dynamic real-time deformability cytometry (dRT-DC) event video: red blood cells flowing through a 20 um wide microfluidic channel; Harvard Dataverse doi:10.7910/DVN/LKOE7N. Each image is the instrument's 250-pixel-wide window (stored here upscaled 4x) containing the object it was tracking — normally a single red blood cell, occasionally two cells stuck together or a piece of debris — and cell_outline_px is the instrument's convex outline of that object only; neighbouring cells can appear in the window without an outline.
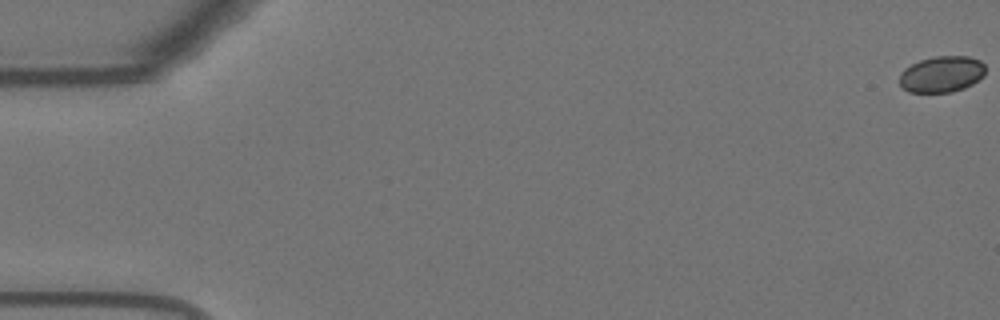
{"species": "Egyptian fruit bat (a non-hibernating species)", "species_latin": "Rousettus aegyptiacus", "temperature_condition": "warm", "stored_images_in_passage": 57, "camera_frame_rate_fps": 3000, "um_per_image_px": 0.085, "animal": {"sex": "female"}, "frame": {"image": 1, "passage_image": 1, "time_ms": 0.0, "image_size_px": [1000, 320], "cell_outline_px": [[984, 76], [972, 84], [964, 88], [952, 92], [908, 92], [900, 84], [900, 72], [904, 68], [920, 60], [936, 56], [968, 56], [980, 60], [984, 64]], "centroid_in_image_um": [80.05, 6.3], "position_along_channel_um": 5.0, "area_um2": 18.15}}
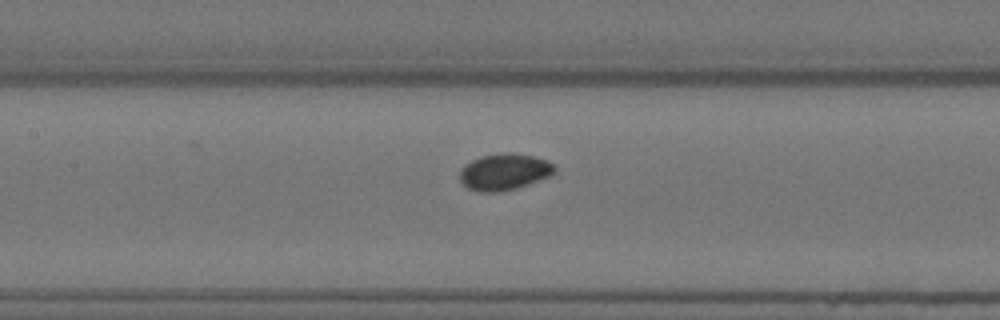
{"frame": {"image": 2, "passage_image": 27, "time_ms": 8.667, "image_size_px": [1000, 320], "cell_outline_px": [[556, 172], [548, 176], [528, 184], [516, 188], [500, 192], [480, 192], [468, 188], [460, 180], [460, 168], [464, 164], [480, 156], [504, 152], [512, 152], [532, 156], [548, 160], [556, 168]], "centroid_in_image_um": [42.84, 14.59], "position_along_channel_um": 164.6, "area_um2": 20.23}}
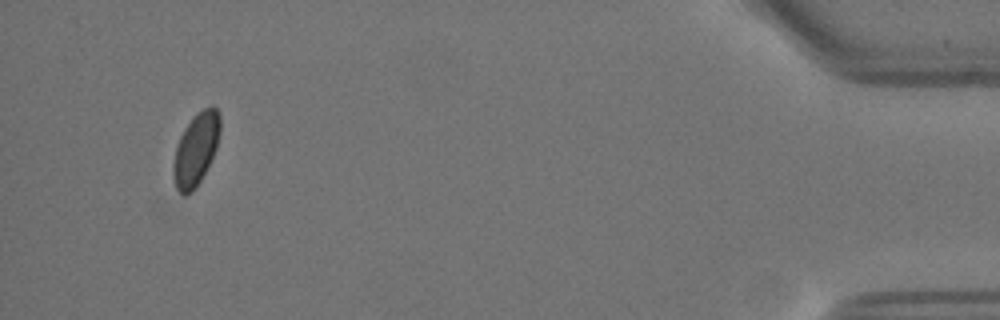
{"frame": {"image": 3, "passage_image": 54, "time_ms": 17.667, "image_size_px": [1000, 320], "cell_outline_px": [[220, 132], [216, 148], [196, 188], [192, 192], [184, 196], [176, 188], [172, 176], [172, 168], [176, 148], [180, 136], [184, 128], [196, 112], [212, 104], [220, 112]], "centroid_in_image_um": [16.64, 12.66], "position_along_channel_um": 418.6, "area_um2": 19.77}, "authors_computed_cell_mechanics": {"area_um2": 19.3052, "velocity_mm_per_s": 3.6638, "shape_relaxation_time_tau1_ms": 2.6683, "shape_relaxation_time_tau2_ms": null, "deformation_change_tau1": 0.0531, "deformation_change_tau2": null}}